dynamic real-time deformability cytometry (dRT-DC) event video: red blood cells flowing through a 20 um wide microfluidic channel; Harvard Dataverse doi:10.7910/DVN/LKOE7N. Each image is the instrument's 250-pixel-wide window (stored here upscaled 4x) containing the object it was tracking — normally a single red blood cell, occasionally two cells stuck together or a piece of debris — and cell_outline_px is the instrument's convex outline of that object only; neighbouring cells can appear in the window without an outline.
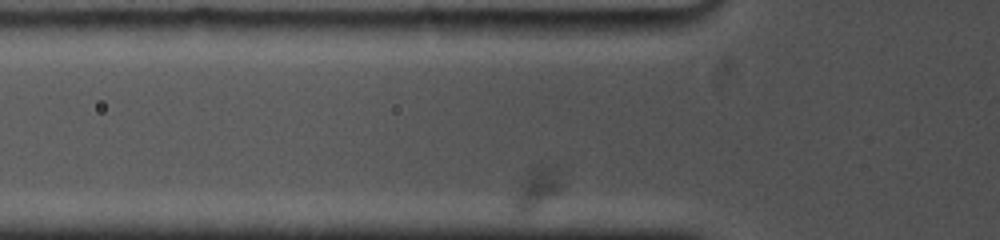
{"species": "common noctule bat (a hibernating species)", "species_latin": "Nyctalus noctula", "temperature_condition": "cold", "stored_images_in_passage": 8, "camera_frame_rate_fps": 5000, "um_per_image_px": 0.085, "animal": {"sex": "female", "body_mass_g": 19.0, "forearm_length_mm": 53.3}, "frame": {"image": 1, "passage_image": 6, "time_ms": 4.8, "image_size_px": [1000, 240], "cell_outline_px": [[560, 188], [556, 192], [524, 216], [512, 204], [528, 172], [544, 168], [560, 168]], "centroid_in_image_um": [45.65, 16.06], "position_along_channel_um": 80.2, "area_um2": 10.06}}